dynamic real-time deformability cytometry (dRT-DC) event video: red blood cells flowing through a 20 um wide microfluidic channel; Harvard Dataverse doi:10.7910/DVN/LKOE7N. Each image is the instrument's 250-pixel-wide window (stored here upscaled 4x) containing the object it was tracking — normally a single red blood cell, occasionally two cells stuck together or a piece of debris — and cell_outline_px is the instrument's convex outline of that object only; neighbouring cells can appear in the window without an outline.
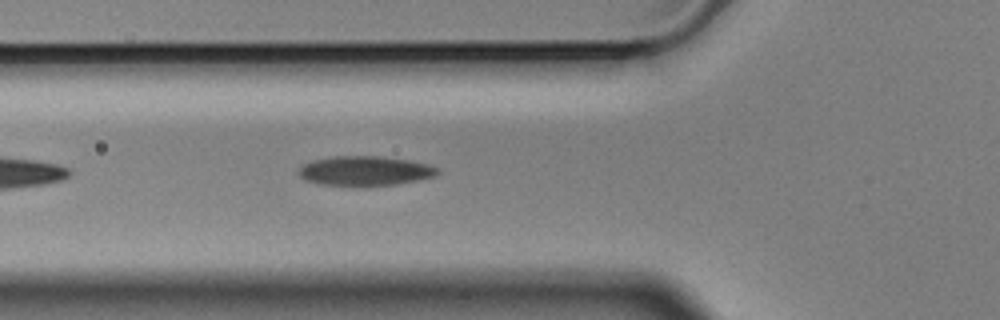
{"species": "Egyptian fruit bat (a non-hibernating species)", "species_latin": "Rousettus aegyptiacus", "temperature_condition": "cold", "stored_images_in_passage": 7, "camera_frame_rate_fps": 3000, "um_per_image_px": 0.085, "animal": {"sex": "male"}, "frame": {"image": 1, "passage_image": 7, "time_ms": 2.0, "image_size_px": [1000, 320], "cell_outline_px": [[440, 172], [436, 176], [396, 184], [368, 188], [360, 188], [320, 184], [304, 180], [296, 172], [304, 164], [312, 160], [336, 156], [380, 156], [408, 160], [428, 164], [440, 168]], "centroid_in_image_um": [31.02, 14.56], "position_along_channel_um": 94.8, "area_um2": 24.68}}